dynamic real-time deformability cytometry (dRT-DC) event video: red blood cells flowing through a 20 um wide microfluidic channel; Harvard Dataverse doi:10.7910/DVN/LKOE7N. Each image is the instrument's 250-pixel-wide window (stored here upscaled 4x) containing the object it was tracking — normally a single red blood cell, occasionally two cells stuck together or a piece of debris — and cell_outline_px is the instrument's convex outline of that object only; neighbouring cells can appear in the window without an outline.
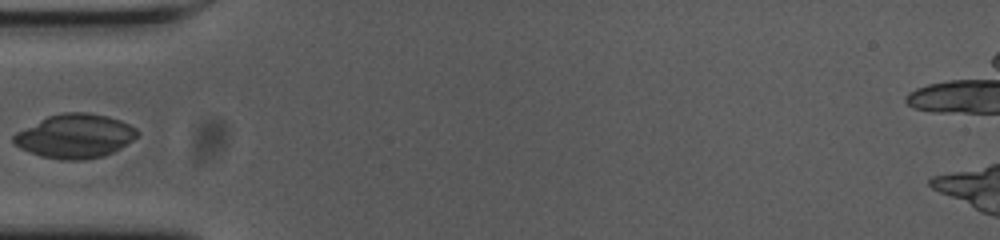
{"species": "common noctule bat (a hibernating species)", "species_latin": "Nyctalus noctula", "temperature_condition": "cold", "stored_images_in_passage": 34, "camera_frame_rate_fps": 3000, "um_per_image_px": 0.085, "animal": {"sex": "female", "body_mass_g": 23.0, "forearm_length_mm": 53.4}, "frame": {"image": 1, "passage_image": 1, "time_ms": 0.0, "image_size_px": [1000, 240], "cell_outline_px": [[140, 132], [132, 140], [120, 148], [104, 156], [84, 160], [60, 160], [40, 156], [28, 152], [20, 148], [12, 140], [12, 136], [16, 132], [48, 116], [64, 112], [88, 112], [108, 116], [120, 120], [136, 128]], "centroid_in_image_um": [6.37, 11.57], "position_along_channel_um": 78.6, "area_um2": 31.73}}
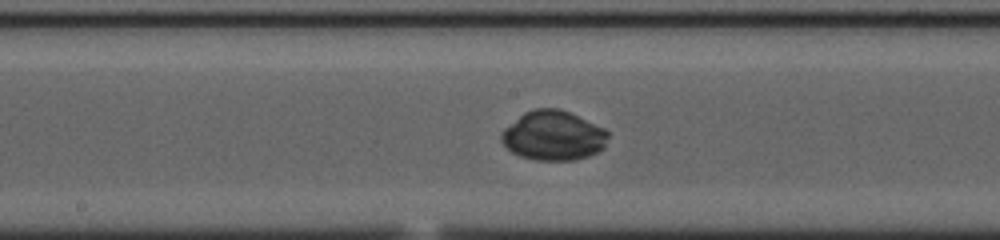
{"frame": {"image": 2, "passage_image": 11, "time_ms": 3.333, "image_size_px": [1000, 240], "cell_outline_px": [[608, 136], [604, 148], [588, 156], [576, 160], [536, 160], [520, 156], [512, 152], [500, 140], [500, 136], [504, 128], [524, 112], [536, 108], [560, 108], [604, 128], [608, 132]], "centroid_in_image_um": [47.02, 11.53], "position_along_channel_um": 201.2, "area_um2": 30.75}}
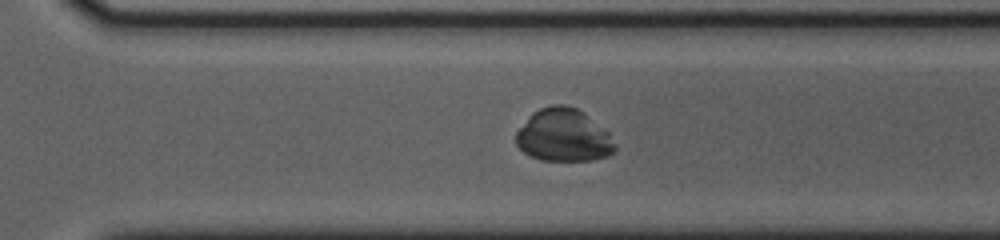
{"frame": {"image": 3, "passage_image": 21, "time_ms": 6.667, "image_size_px": [1000, 240], "cell_outline_px": [[616, 152], [608, 156], [592, 160], [540, 160], [528, 156], [516, 144], [516, 132], [532, 112], [540, 108], [552, 104], [564, 104], [576, 108], [584, 112], [608, 132], [616, 144]], "centroid_in_image_um": [47.91, 11.51], "position_along_channel_um": 322.7, "area_um2": 30.63}}